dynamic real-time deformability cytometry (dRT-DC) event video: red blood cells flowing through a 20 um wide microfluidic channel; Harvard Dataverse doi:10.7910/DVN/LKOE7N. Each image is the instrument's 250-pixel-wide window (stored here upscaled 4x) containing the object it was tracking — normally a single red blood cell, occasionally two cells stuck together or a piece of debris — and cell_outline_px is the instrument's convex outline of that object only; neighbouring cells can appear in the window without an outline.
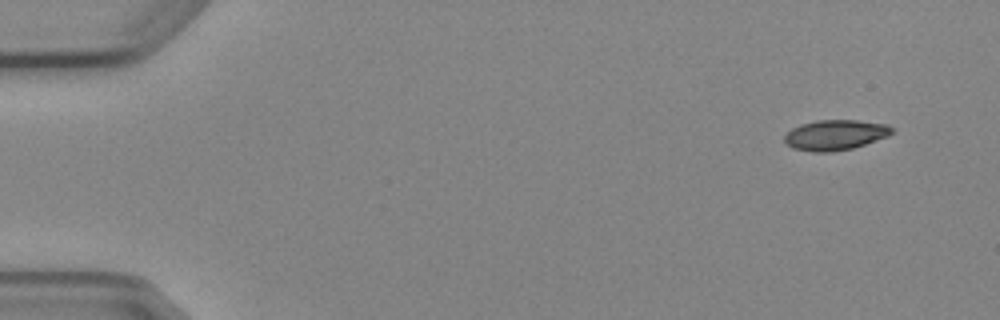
{"species": "Egyptian fruit bat (a non-hibernating species)", "species_latin": "Rousettus aegyptiacus", "temperature_condition": "cold", "stored_images_in_passage": 5, "camera_frame_rate_fps": 3000, "um_per_image_px": 0.085, "animal": {"sex": "female"}, "frame": {"image": 1, "passage_image": 1, "time_ms": 0.0, "image_size_px": [1000, 320], "cell_outline_px": [[892, 132], [888, 136], [852, 148], [828, 152], [812, 152], [792, 148], [784, 140], [784, 136], [792, 128], [800, 124], [816, 120], [856, 120], [888, 124], [892, 128]], "centroid_in_image_um": [70.97, 11.46], "position_along_channel_um": 14.0, "area_um2": 18.84}}
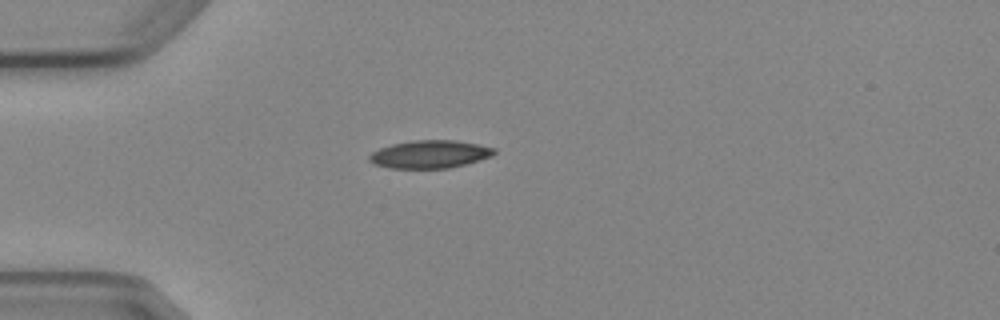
{"frame": {"image": 2, "passage_image": 4, "time_ms": 3.667, "image_size_px": [1000, 320], "cell_outline_px": [[496, 152], [492, 156], [464, 164], [448, 168], [388, 168], [376, 164], [368, 160], [368, 156], [372, 152], [380, 148], [392, 144], [412, 140], [452, 140], [476, 144], [496, 148]], "centroid_in_image_um": [36.52, 13.11], "position_along_channel_um": 48.5, "area_um2": 20.11}}